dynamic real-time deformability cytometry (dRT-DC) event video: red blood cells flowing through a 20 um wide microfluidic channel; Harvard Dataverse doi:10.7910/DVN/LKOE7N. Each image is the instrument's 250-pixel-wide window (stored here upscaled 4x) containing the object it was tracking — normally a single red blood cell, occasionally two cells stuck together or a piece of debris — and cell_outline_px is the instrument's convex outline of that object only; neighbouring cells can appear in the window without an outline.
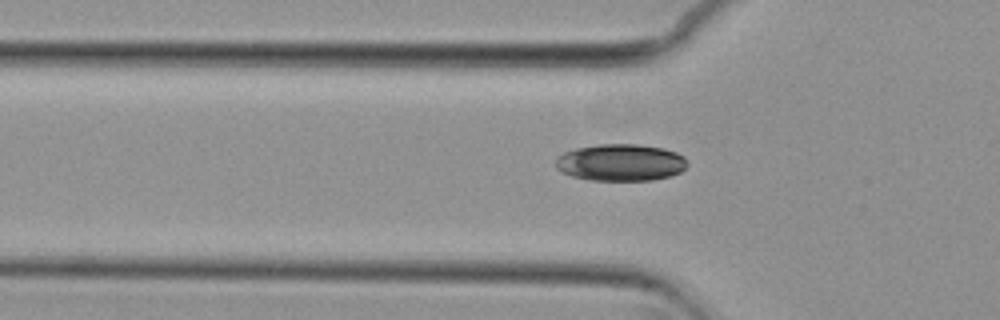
{"species": "common noctule bat (a hibernating species)", "species_latin": "Nyctalus noctula", "temperature_condition": "cold", "stored_images_in_passage": 49, "camera_frame_rate_fps": 3000, "um_per_image_px": 0.085, "animal": {"sex": "female", "body_mass_g": 29.2, "forearm_length_mm": 56.3}, "frame": {"image": 1, "passage_image": 17, "time_ms": 5.333, "image_size_px": [1000, 320], "cell_outline_px": [[688, 164], [680, 172], [668, 176], [652, 180], [588, 180], [572, 176], [556, 168], [556, 156], [564, 152], [576, 148], [600, 144], [636, 144], [664, 148], [676, 152], [684, 156]], "centroid_in_image_um": [52.75, 13.8], "position_along_channel_um": 73.1, "area_um2": 28.32}}
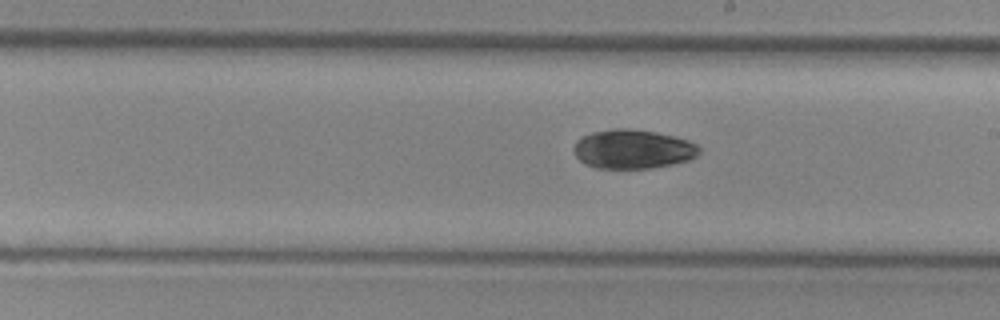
{"frame": {"image": 2, "passage_image": 30, "time_ms": 9.667, "image_size_px": [1000, 320], "cell_outline_px": [[700, 152], [696, 156], [688, 160], [672, 164], [652, 168], [596, 168], [584, 164], [576, 156], [572, 148], [576, 140], [580, 136], [592, 132], [616, 128], [628, 128], [656, 132], [688, 140], [696, 144], [700, 148]], "centroid_in_image_um": [53.75, 12.67], "position_along_channel_um": 235.2, "area_um2": 28.73}}
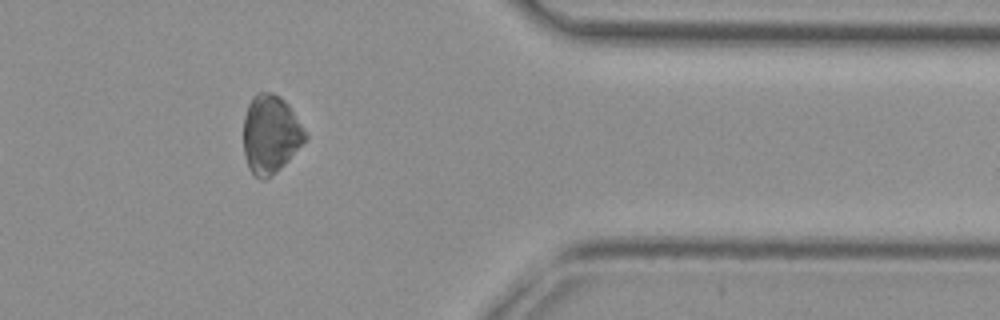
{"frame": {"image": 3, "passage_image": 44, "time_ms": 14.333, "image_size_px": [1000, 320], "cell_outline_px": [[308, 136], [288, 160], [272, 176], [264, 180], [260, 180], [248, 168], [244, 152], [244, 116], [248, 104], [252, 96], [256, 92], [272, 92], [280, 96], [288, 104]], "centroid_in_image_um": [22.97, 11.4], "position_along_channel_um": 388.4, "area_um2": 28.03}}